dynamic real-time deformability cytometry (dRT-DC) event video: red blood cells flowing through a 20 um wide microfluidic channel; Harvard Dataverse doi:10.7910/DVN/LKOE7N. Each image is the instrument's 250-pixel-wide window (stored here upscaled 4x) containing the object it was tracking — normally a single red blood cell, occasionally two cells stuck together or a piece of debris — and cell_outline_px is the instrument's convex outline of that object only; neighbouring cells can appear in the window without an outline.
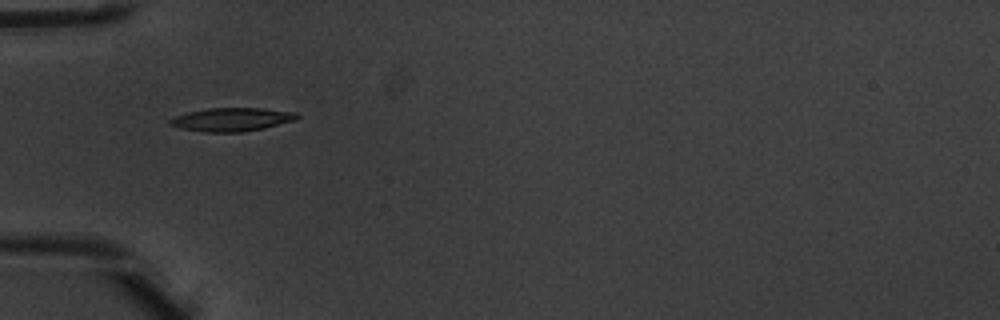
{"species": "common noctule bat (a hibernating species)", "species_latin": "Nyctalus noctula", "temperature_condition": "warm", "stored_images_in_passage": 3, "camera_frame_rate_fps": 3000, "um_per_image_px": 0.085, "animal": {"sex": "male", "body_mass_g": 20.1, "forearm_length_mm": 53.5}, "frame": {"image": 1, "passage_image": 1, "time_ms": 0.0, "image_size_px": [1000, 320], "cell_outline_px": [[300, 116], [296, 120], [264, 128], [240, 132], [204, 132], [180, 128], [168, 124], [168, 120], [176, 116], [188, 112], [208, 108], [260, 108], [296, 112]], "centroid_in_image_um": [19.7, 10.15], "position_along_channel_um": 65.3, "area_um2": 17.34}}